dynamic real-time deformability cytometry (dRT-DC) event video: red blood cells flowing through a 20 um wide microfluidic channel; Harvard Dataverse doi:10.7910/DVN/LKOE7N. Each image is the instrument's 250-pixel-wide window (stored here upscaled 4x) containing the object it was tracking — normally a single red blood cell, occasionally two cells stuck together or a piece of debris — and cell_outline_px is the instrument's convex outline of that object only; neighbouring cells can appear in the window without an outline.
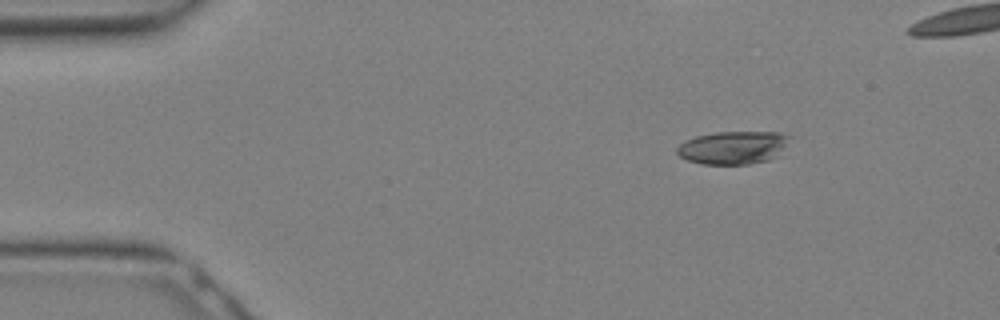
{"species": "Egyptian fruit bat (a non-hibernating species)", "species_latin": "Rousettus aegyptiacus", "temperature_condition": "warm", "stored_images_in_passage": 29, "camera_frame_rate_fps": 3000, "um_per_image_px": 0.085, "animal": {"sex": "female"}, "frame": {"image": 1, "passage_image": 5, "time_ms": 1.333, "image_size_px": [1000, 320], "cell_outline_px": [[792, 136], [776, 156], [768, 160], [748, 164], [700, 164], [688, 160], [680, 156], [676, 152], [676, 148], [680, 144], [696, 136], [716, 132], [780, 132]], "centroid_in_image_um": [62.31, 12.54], "position_along_channel_um": 22.7, "area_um2": 21.5}}